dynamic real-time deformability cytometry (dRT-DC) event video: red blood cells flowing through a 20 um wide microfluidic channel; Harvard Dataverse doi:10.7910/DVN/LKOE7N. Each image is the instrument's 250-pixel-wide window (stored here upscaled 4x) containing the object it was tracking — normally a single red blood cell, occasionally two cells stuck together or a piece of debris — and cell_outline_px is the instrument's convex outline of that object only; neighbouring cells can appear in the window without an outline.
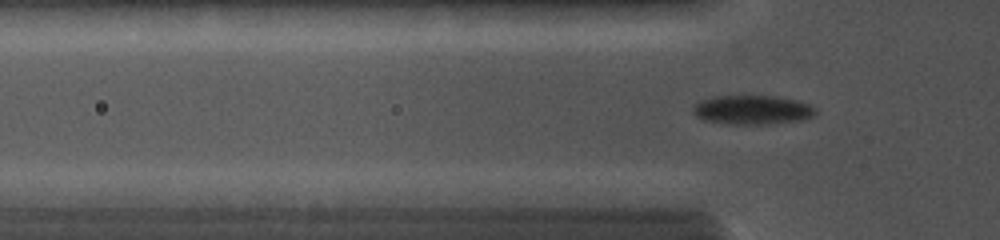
{"species": "common noctule bat (a hibernating species)", "species_latin": "Nyctalus noctula", "temperature_condition": "cold", "stored_images_in_passage": 74, "camera_frame_rate_fps": 5000, "um_per_image_px": 0.085, "animal": {"sex": "female", "body_mass_g": 19.0, "forearm_length_mm": 56.7}, "frame": {"image": 1, "passage_image": 18, "time_ms": 2.4, "image_size_px": [1000, 240], "cell_outline_px": [[816, 112], [812, 116], [804, 120], [760, 124], [728, 124], [704, 120], [696, 116], [692, 112], [692, 104], [700, 100], [712, 96], [776, 96], [796, 100], [808, 104], [816, 108]], "centroid_in_image_um": [63.89, 9.33], "position_along_channel_um": 61.9, "area_um2": 20.92}}
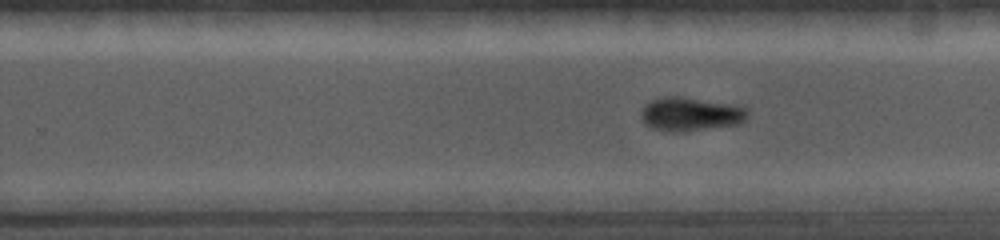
{"frame": {"image": 2, "passage_image": 46, "time_ms": 7.2, "image_size_px": [1000, 240], "cell_outline_px": [[748, 120], [740, 124], [684, 132], [668, 132], [652, 128], [644, 124], [640, 116], [640, 112], [644, 104], [652, 100], [664, 96], [680, 96], [736, 104], [748, 108]], "centroid_in_image_um": [58.72, 9.7], "position_along_channel_um": 271.1, "area_um2": 21.62}}
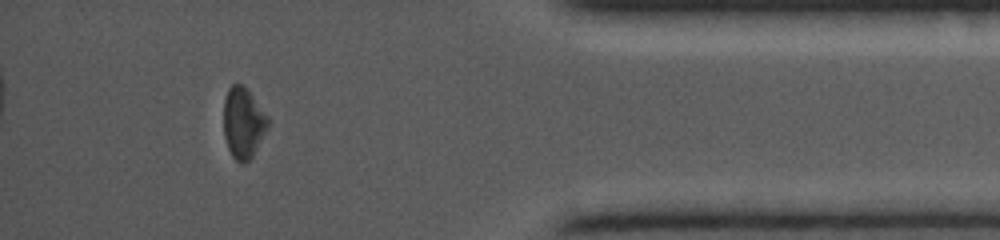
{"frame": {"image": 3, "passage_image": 69, "time_ms": 11.0, "image_size_px": [1000, 240], "cell_outline_px": [[268, 128], [252, 156], [244, 164], [240, 164], [232, 156], [228, 148], [224, 136], [224, 100], [228, 88], [232, 84], [240, 84], [252, 96], [268, 116]], "centroid_in_image_um": [20.66, 10.47], "position_along_channel_um": 414.5, "area_um2": 18.03}}